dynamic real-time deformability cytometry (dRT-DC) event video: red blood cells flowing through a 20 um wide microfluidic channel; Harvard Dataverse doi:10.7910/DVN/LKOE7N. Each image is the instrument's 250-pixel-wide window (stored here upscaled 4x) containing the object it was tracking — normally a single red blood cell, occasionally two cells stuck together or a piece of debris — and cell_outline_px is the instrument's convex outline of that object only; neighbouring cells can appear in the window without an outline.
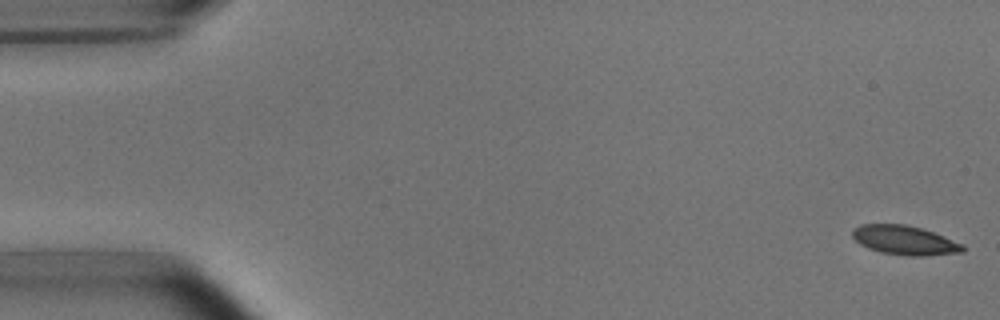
{"species": "common noctule bat (a hibernating species)", "species_latin": "Nyctalus noctula", "temperature_condition": "room temperature", "stored_images_in_passage": 6, "camera_frame_rate_fps": 3000, "um_per_image_px": 0.085, "animal": {"sex": "male", "body_mass_g": 15.6}, "frame": {"image": 1, "passage_image": 1, "time_ms": 0.0, "image_size_px": [1000, 320], "cell_outline_px": [[964, 252], [924, 256], [908, 256], [880, 252], [868, 248], [860, 244], [852, 236], [852, 228], [860, 224], [904, 224], [920, 228], [932, 232], [964, 244]], "centroid_in_image_um": [76.88, 20.42], "position_along_channel_um": 8.1, "area_um2": 18.79}}
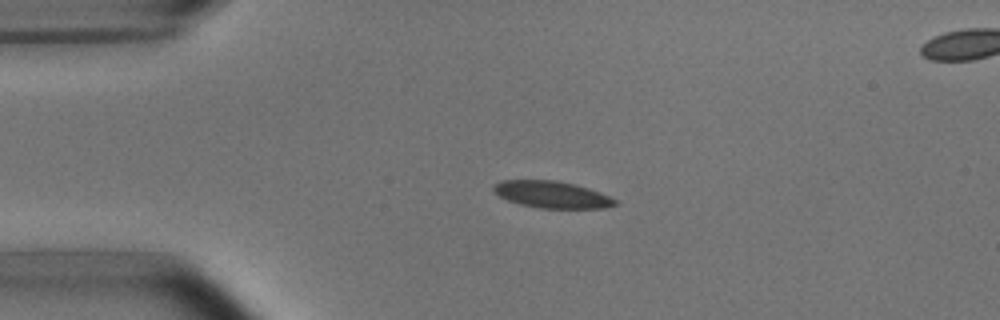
{"frame": {"image": 2, "passage_image": 4, "time_ms": 3.667, "image_size_px": [1000, 320], "cell_outline_px": [[620, 204], [604, 208], [540, 208], [520, 204], [508, 200], [492, 192], [492, 184], [500, 180], [556, 180], [588, 188], [600, 192], [616, 200]], "centroid_in_image_um": [46.87, 16.53], "position_along_channel_um": 38.1, "area_um2": 19.07}}